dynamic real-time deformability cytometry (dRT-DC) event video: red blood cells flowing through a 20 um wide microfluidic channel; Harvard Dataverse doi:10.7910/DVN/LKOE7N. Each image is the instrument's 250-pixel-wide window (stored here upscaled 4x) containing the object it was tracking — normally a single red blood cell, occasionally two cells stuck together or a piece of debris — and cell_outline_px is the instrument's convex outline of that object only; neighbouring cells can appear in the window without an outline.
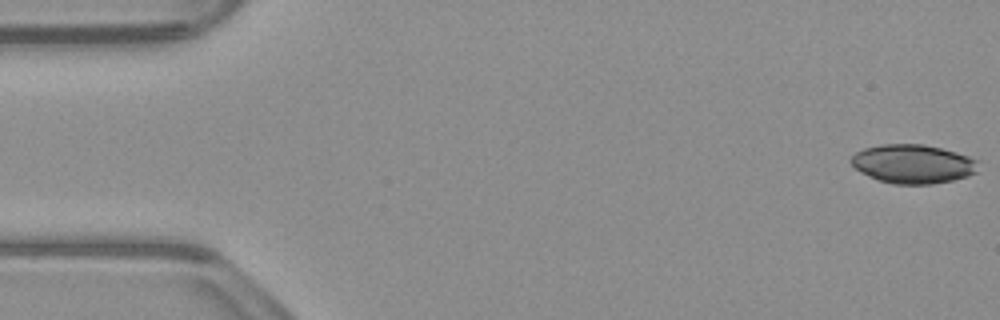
{"species": "common noctule bat (a hibernating species)", "species_latin": "Nyctalus noctula", "temperature_condition": "warm", "stored_images_in_passage": 53, "camera_frame_rate_fps": 3000, "um_per_image_px": 0.085, "animal": {"sex": "male", "body_mass_g": 23.1, "forearm_length_mm": 52.7}, "frame": {"image": 1, "passage_image": 1, "time_ms": 0.0, "image_size_px": [1000, 320], "cell_outline_px": [[980, 160], [976, 172], [968, 176], [952, 180], [932, 184], [892, 184], [876, 180], [860, 172], [848, 160], [856, 152], [864, 148], [880, 144], [924, 144], [956, 152]], "centroid_in_image_um": [77.59, 13.93], "position_along_channel_um": 7.4, "area_um2": 29.07}}
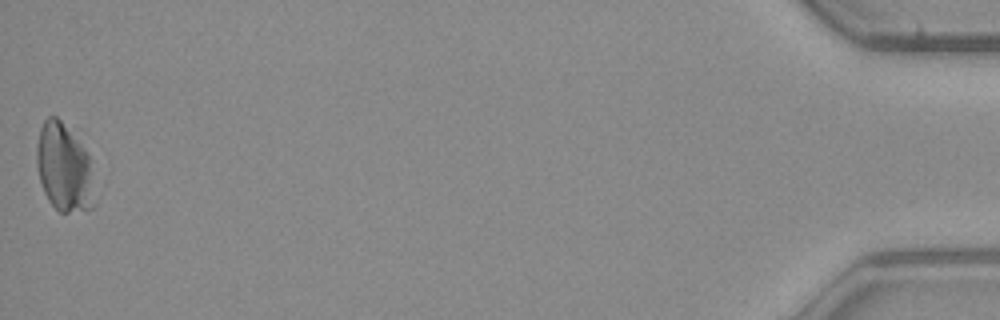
{"frame": {"image": 2, "passage_image": 53, "time_ms": 17.333, "image_size_px": [1000, 320], "cell_outline_px": [[96, 204], [92, 208], [68, 212], [60, 212], [48, 200], [44, 192], [40, 180], [36, 164], [36, 148], [40, 128], [44, 120], [48, 116], [56, 116], [60, 120], [80, 144], [88, 156]], "centroid_in_image_um": [5.41, 14.28], "position_along_channel_um": 429.8, "area_um2": 29.25}}